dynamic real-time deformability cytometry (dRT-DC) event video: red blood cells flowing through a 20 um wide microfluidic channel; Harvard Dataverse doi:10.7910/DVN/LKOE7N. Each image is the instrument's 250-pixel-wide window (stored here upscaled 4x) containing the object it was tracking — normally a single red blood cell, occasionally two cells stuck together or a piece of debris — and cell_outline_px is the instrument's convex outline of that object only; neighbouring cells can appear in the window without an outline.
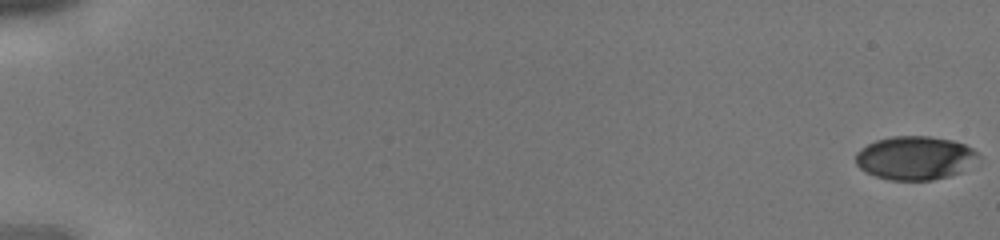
{"species": "human", "species_latin": "Homo sapiens", "temperature_condition": "cold", "stored_images_in_passage": 43, "camera_frame_rate_fps": 3000, "um_per_image_px": 0.085, "donor": {"sex": "male"}, "frame": {"image": 1, "passage_image": 1, "time_ms": 0.0, "image_size_px": [1000, 240], "cell_outline_px": [[980, 156], [960, 172], [948, 176], [932, 180], [888, 180], [864, 172], [856, 164], [856, 152], [860, 148], [876, 140], [892, 136], [928, 136], [952, 140], [964, 144], [972, 148]], "centroid_in_image_um": [77.73, 13.42], "position_along_channel_um": 7.3, "area_um2": 31.04}}
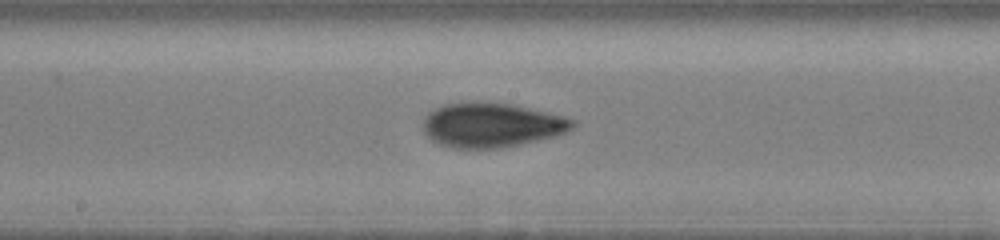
{"frame": {"image": 2, "passage_image": 25, "time_ms": 8.0, "image_size_px": [1000, 240], "cell_outline_px": [[576, 128], [568, 132], [556, 136], [520, 144], [500, 148], [452, 148], [440, 144], [432, 140], [424, 132], [424, 120], [428, 112], [444, 104], [472, 100], [480, 100], [512, 104], [548, 112], [576, 120]], "centroid_in_image_um": [41.81, 10.61], "position_along_channel_um": 206.4, "area_um2": 39.3}}
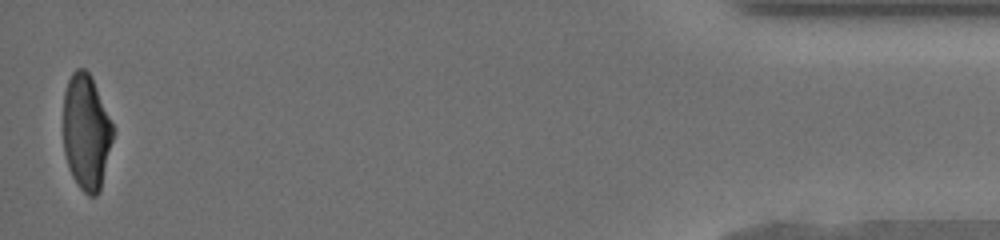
{"frame": {"image": 3, "passage_image": 43, "time_ms": 14.0, "image_size_px": [1000, 240], "cell_outline_px": [[116, 132], [100, 192], [96, 196], [88, 196], [80, 188], [72, 176], [68, 168], [64, 152], [64, 92], [68, 80], [72, 72], [76, 68], [84, 68], [88, 72], [116, 128]], "centroid_in_image_um": [7.37, 11.27], "position_along_channel_um": 427.8, "area_um2": 33.99}}